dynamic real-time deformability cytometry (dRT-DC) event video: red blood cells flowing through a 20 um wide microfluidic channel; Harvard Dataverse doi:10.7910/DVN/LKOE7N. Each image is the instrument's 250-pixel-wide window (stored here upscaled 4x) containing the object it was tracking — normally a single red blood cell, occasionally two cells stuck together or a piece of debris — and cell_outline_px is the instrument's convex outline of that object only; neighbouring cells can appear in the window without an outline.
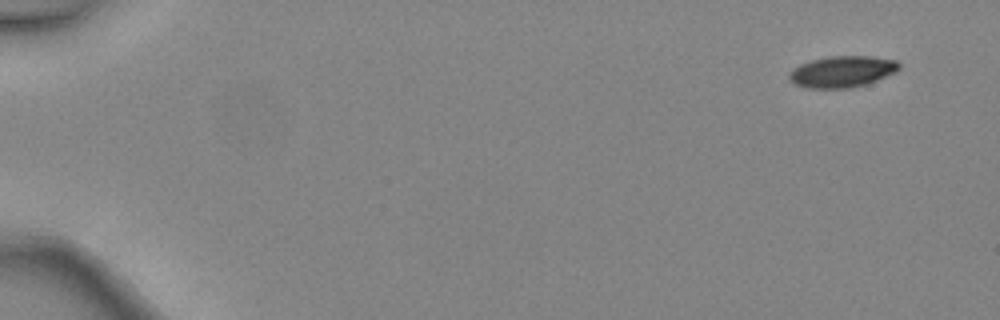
{"species": "common noctule bat (a hibernating species)", "species_latin": "Nyctalus noctula", "temperature_condition": "warm", "stored_images_in_passage": 5, "camera_frame_rate_fps": 3000, "um_per_image_px": 0.085, "animal": {"sex": "female", "body_mass_g": 24.6, "forearm_length_mm": 56.2}, "frame": {"image": 1, "passage_image": 1, "time_ms": 0.0, "image_size_px": [1000, 320], "cell_outline_px": [[900, 68], [896, 72], [876, 80], [864, 84], [848, 88], [808, 88], [796, 84], [788, 76], [788, 72], [792, 68], [800, 64], [812, 60], [828, 56], [872, 56], [896, 60], [900, 64]], "centroid_in_image_um": [71.58, 6.07], "position_along_channel_um": 13.4, "area_um2": 20.0}}
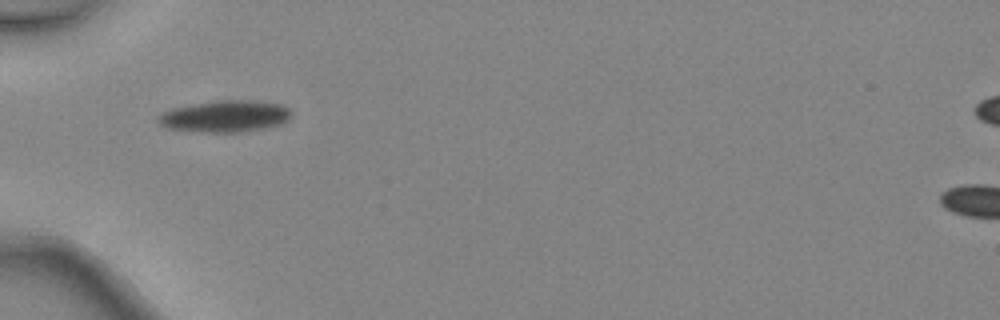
{"frame": {"image": 2, "passage_image": 5, "time_ms": 1.333, "image_size_px": [1000, 320], "cell_outline_px": [[288, 120], [280, 124], [260, 128], [236, 132], [200, 132], [168, 128], [160, 124], [156, 120], [164, 112], [172, 108], [192, 104], [220, 100], [240, 100], [280, 104], [288, 108]], "centroid_in_image_um": [19.07, 9.88], "position_along_channel_um": 65.9, "area_um2": 23.93}}